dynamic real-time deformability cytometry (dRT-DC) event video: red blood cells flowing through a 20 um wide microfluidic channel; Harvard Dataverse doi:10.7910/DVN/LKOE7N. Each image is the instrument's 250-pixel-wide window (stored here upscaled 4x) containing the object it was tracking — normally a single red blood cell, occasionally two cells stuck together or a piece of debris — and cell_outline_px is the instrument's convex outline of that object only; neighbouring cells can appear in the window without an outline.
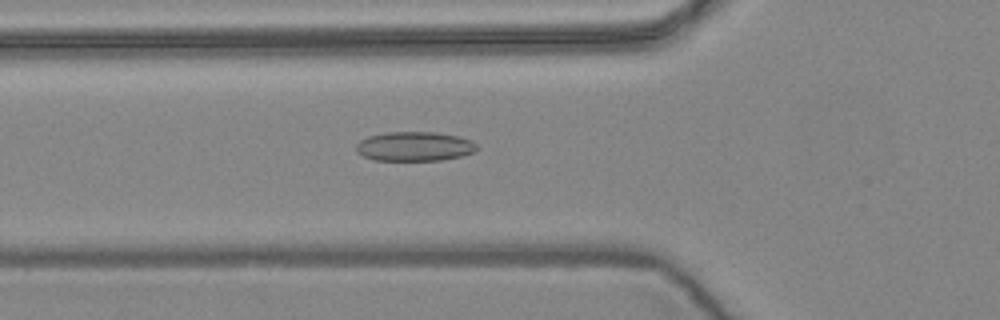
{"species": "common noctule bat (a hibernating species)", "species_latin": "Nyctalus noctula", "temperature_condition": "warm", "stored_images_in_passage": 49, "camera_frame_rate_fps": 3000, "um_per_image_px": 0.085, "animal": {"sex": "female", "body_mass_g": 24.6, "forearm_length_mm": 56.2}, "frame": {"image": 1, "passage_image": 12, "time_ms": 3.667, "image_size_px": [1000, 320], "cell_outline_px": [[476, 148], [472, 152], [460, 156], [440, 160], [372, 160], [356, 152], [356, 144], [360, 140], [368, 136], [388, 132], [432, 132], [460, 136], [472, 140], [476, 144]], "centroid_in_image_um": [35.2, 12.44], "position_along_channel_um": 90.6, "area_um2": 20.58}}
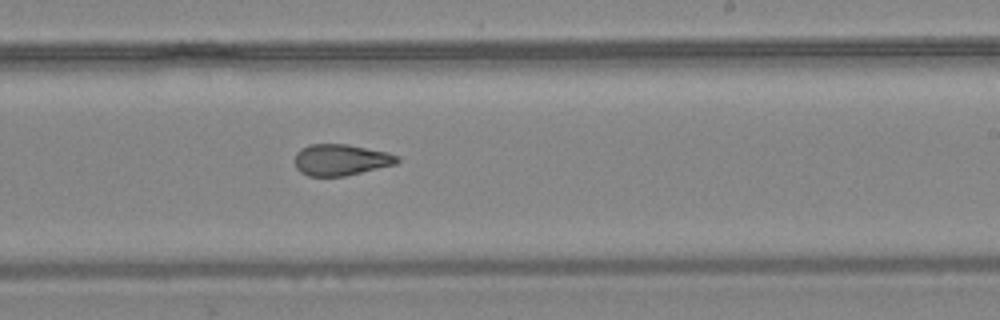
{"frame": {"image": 2, "passage_image": 26, "time_ms": 8.333, "image_size_px": [1000, 320], "cell_outline_px": [[400, 160], [396, 164], [344, 176], [308, 176], [300, 172], [296, 168], [296, 152], [300, 148], [308, 144], [348, 144], [388, 152], [400, 156]], "centroid_in_image_um": [28.98, 13.57], "position_along_channel_um": 260.0, "area_um2": 18.79}}
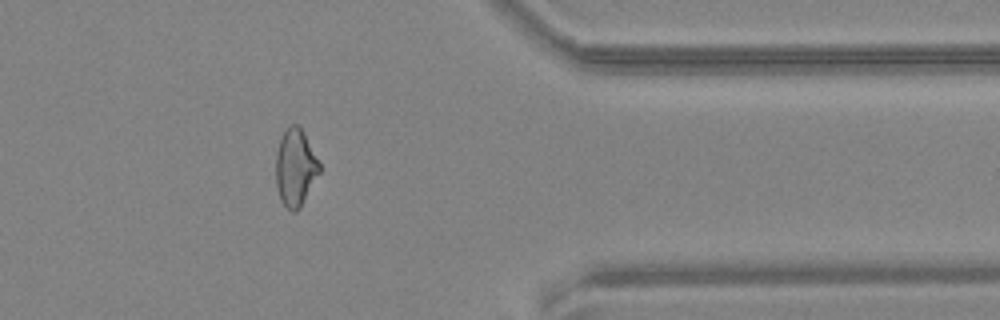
{"frame": {"image": 3, "passage_image": 38, "time_ms": 12.333, "image_size_px": [1000, 320], "cell_outline_px": [[320, 172], [300, 208], [296, 212], [292, 212], [280, 200], [276, 184], [276, 152], [280, 136], [288, 124], [296, 124], [304, 132], [320, 164]], "centroid_in_image_um": [25.09, 14.22], "position_along_channel_um": 386.3, "area_um2": 19.71}, "authors_computed_cell_mechanics": {"area_um2": 19.8254, "velocity_mm_per_s": 3.6159, "shape_relaxation_time_tau1_ms": null, "shape_relaxation_time_tau2_ms": 1.9458, "deformation_change_tau1": null, "deformation_change_tau2": 0.092}}